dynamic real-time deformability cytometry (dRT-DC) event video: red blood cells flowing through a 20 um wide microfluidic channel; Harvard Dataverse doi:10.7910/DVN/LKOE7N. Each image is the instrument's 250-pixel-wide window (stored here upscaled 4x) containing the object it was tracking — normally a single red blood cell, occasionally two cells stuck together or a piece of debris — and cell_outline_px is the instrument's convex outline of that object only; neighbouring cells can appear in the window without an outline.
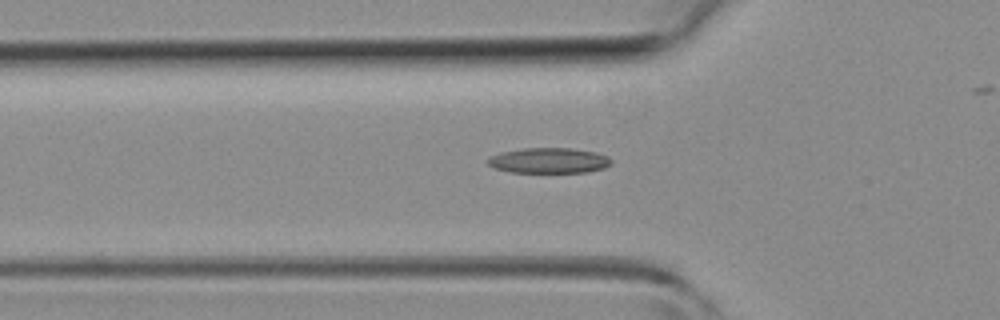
{"species": "common noctule bat (a hibernating species)", "species_latin": "Nyctalus noctula", "temperature_condition": "room temperature", "stored_images_in_passage": 38, "camera_frame_rate_fps": 3000, "um_per_image_px": 0.085, "animal": {"sex": "female", "body_mass_g": 19.3, "forearm_length_mm": 54.1}, "frame": {"image": 1, "passage_image": 14, "time_ms": 4.333, "image_size_px": [1000, 320], "cell_outline_px": [[612, 164], [604, 168], [588, 172], [512, 172], [492, 168], [488, 164], [488, 156], [500, 152], [524, 148], [572, 148], [596, 152], [608, 156], [612, 160]], "centroid_in_image_um": [46.66, 13.64], "position_along_channel_um": 79.1, "area_um2": 18.44}}
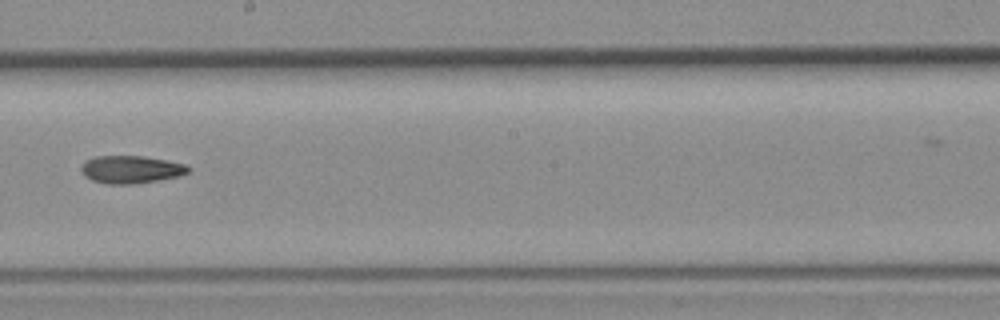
{"frame": {"image": 2, "passage_image": 24, "time_ms": 7.667, "image_size_px": [1000, 320], "cell_outline_px": [[192, 168], [188, 172], [180, 176], [132, 184], [108, 184], [92, 180], [84, 176], [80, 172], [80, 168], [84, 160], [96, 156], [144, 156], [168, 160], [184, 164]], "centroid_in_image_um": [11.1, 14.39], "position_along_channel_um": 237.1, "area_um2": 17.4}}
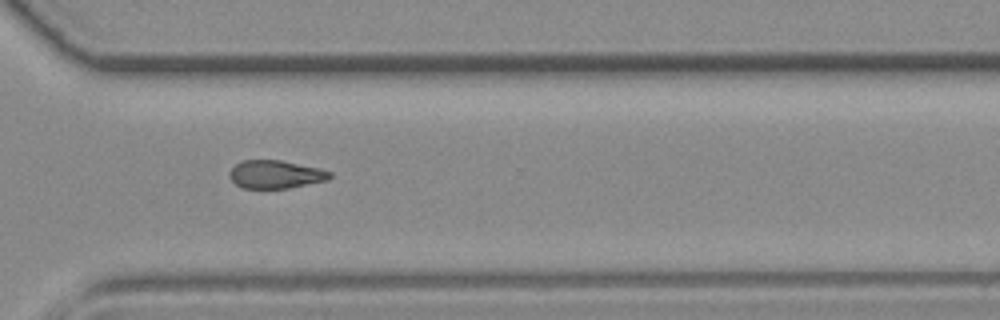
{"frame": {"image": 3, "passage_image": 31, "time_ms": 10.0, "image_size_px": [1000, 320], "cell_outline_px": [[332, 176], [328, 180], [288, 188], [244, 188], [236, 184], [228, 176], [228, 172], [236, 164], [244, 160], [280, 160], [320, 168], [332, 172]], "centroid_in_image_um": [23.43, 14.82], "position_along_channel_um": 347.2, "area_um2": 16.42}}